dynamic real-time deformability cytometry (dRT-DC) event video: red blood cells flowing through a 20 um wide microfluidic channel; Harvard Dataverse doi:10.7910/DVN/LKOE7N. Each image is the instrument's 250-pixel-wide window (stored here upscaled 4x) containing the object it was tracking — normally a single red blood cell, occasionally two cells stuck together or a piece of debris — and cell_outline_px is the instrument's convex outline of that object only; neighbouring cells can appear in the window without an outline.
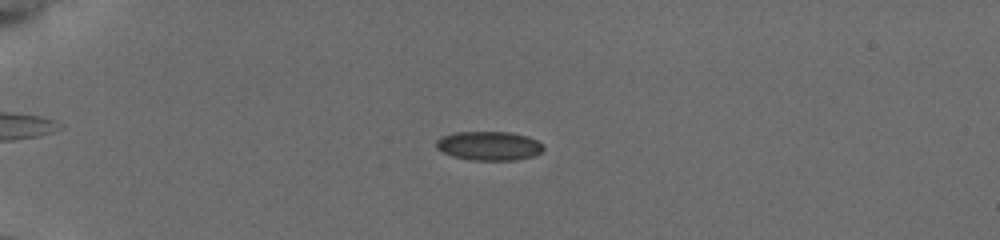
{"species": "common noctule bat (a hibernating species)", "species_latin": "Nyctalus noctula", "temperature_condition": "cold", "stored_images_in_passage": 56, "camera_frame_rate_fps": 3000, "um_per_image_px": 0.085, "animal": {"sex": "female", "body_mass_g": 19.5, "forearm_length_mm": 54.1}, "frame": {"image": 1, "passage_image": 15, "time_ms": 4.667, "image_size_px": [1000, 240], "cell_outline_px": [[544, 148], [540, 152], [532, 156], [516, 160], [472, 160], [452, 156], [436, 148], [436, 140], [440, 136], [456, 132], [512, 132], [528, 136], [544, 144]], "centroid_in_image_um": [41.56, 12.39], "position_along_channel_um": 43.4, "area_um2": 18.21}}
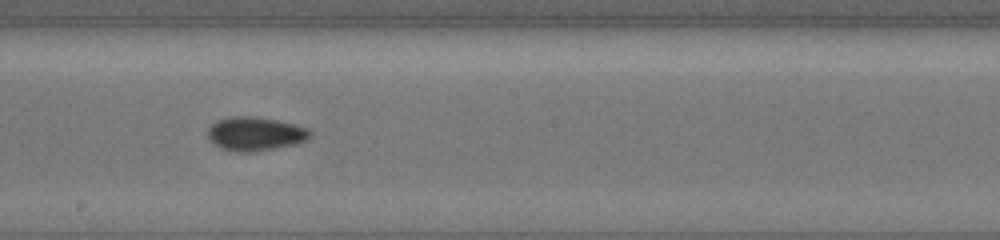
{"frame": {"image": 2, "passage_image": 33, "time_ms": 10.667, "image_size_px": [1000, 240], "cell_outline_px": [[312, 136], [308, 140], [296, 144], [256, 152], [232, 152], [220, 148], [208, 140], [208, 128], [212, 124], [220, 120], [232, 116], [248, 116], [276, 120], [308, 128], [312, 132]], "centroid_in_image_um": [21.7, 11.4], "position_along_channel_um": 226.5, "area_um2": 20.29}}
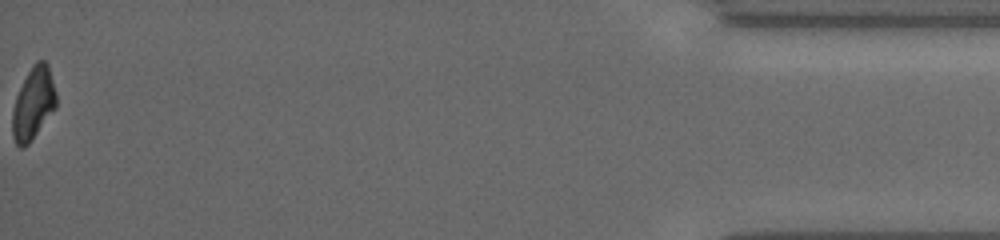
{"frame": {"image": 3, "passage_image": 56, "time_ms": 18.333, "image_size_px": [1000, 240], "cell_outline_px": [[56, 108], [28, 144], [20, 148], [16, 144], [12, 136], [12, 108], [16, 96], [32, 64], [36, 60], [44, 60], [48, 64], [56, 92]], "centroid_in_image_um": [2.83, 8.79], "position_along_channel_um": 432.4, "area_um2": 18.44}, "authors_computed_cell_mechanics": {"area_um2": 18.4093, "velocity_mm_per_s": 3.8345, "shape_relaxation_time_tau1_ms": 3.9045, "shape_relaxation_time_tau2_ms": null, "deformation_change_tau1": 0.0968, "deformation_change_tau2": null}}